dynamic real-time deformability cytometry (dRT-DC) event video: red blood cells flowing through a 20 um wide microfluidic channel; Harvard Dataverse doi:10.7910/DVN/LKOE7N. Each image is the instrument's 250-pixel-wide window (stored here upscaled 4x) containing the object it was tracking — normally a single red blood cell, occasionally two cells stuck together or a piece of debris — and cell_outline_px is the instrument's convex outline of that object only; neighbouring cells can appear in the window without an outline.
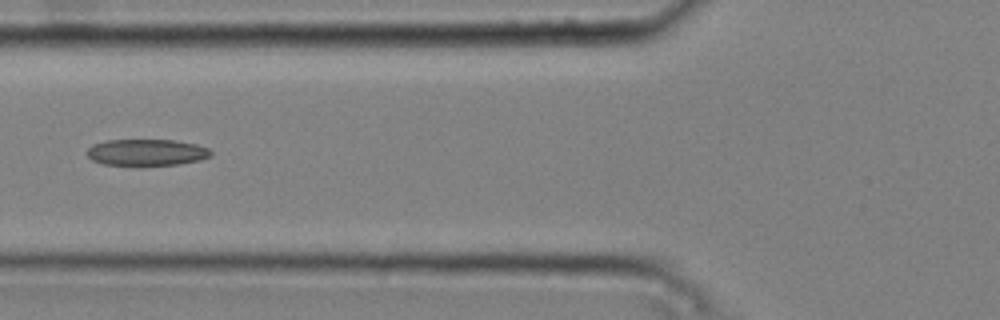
{"species": "common noctule bat (a hibernating species)", "species_latin": "Nyctalus noctula", "temperature_condition": "cold", "stored_images_in_passage": 4, "camera_frame_rate_fps": 3000, "um_per_image_px": 0.085, "animal": {"sex": "male", "body_mass_g": 20.4}, "frame": {"image": 1, "passage_image": 3, "time_ms": 0.667, "image_size_px": [1000, 320], "cell_outline_px": [[212, 156], [200, 160], [180, 164], [140, 168], [104, 164], [92, 160], [88, 156], [88, 148], [92, 144], [104, 140], [176, 140], [196, 144], [208, 148], [212, 152]], "centroid_in_image_um": [12.46, 12.99], "position_along_channel_um": 113.3, "area_um2": 20.0}}
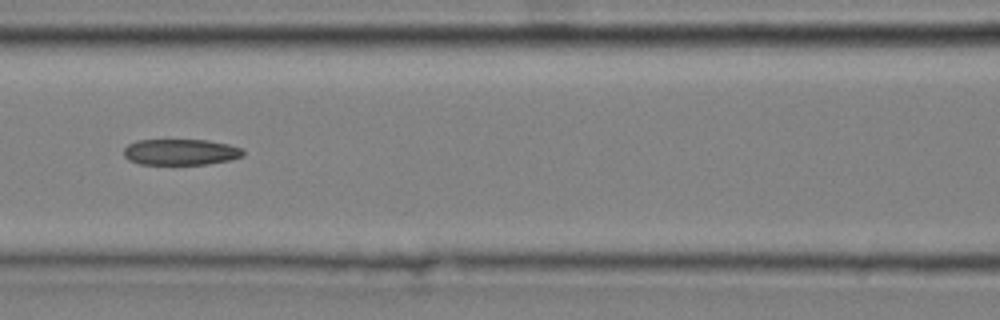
{"frame": {"image": 2, "passage_image": 4, "time_ms": 1.0, "image_size_px": [1000, 320], "cell_outline_px": [[244, 156], [228, 160], [208, 164], [140, 164], [128, 160], [124, 156], [124, 148], [128, 144], [136, 140], [208, 140], [228, 144], [244, 148]], "centroid_in_image_um": [15.36, 12.92], "position_along_channel_um": 151.2, "area_um2": 18.21}}